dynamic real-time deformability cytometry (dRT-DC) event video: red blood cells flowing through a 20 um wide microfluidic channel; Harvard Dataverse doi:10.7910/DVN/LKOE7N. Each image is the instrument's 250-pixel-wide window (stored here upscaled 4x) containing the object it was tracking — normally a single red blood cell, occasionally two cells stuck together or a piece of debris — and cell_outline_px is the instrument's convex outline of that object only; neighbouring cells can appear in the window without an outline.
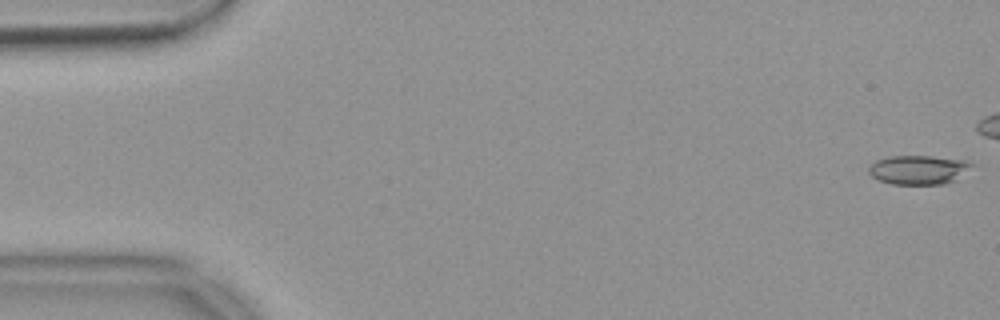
{"species": "common noctule bat (a hibernating species)", "species_latin": "Nyctalus noctula", "temperature_condition": "warm", "stored_images_in_passage": 45, "camera_frame_rate_fps": 3000, "um_per_image_px": 0.085, "animal": {"sex": "female", "body_mass_g": 18.4}, "frame": {"image": 1, "passage_image": 1, "time_ms": 0.0, "image_size_px": [1000, 320], "cell_outline_px": [[972, 164], [952, 180], [944, 184], [892, 184], [880, 180], [872, 176], [868, 172], [868, 168], [876, 160], [888, 156], [932, 156], [964, 160]], "centroid_in_image_um": [77.97, 14.42], "position_along_channel_um": 7.0, "area_um2": 16.94}}
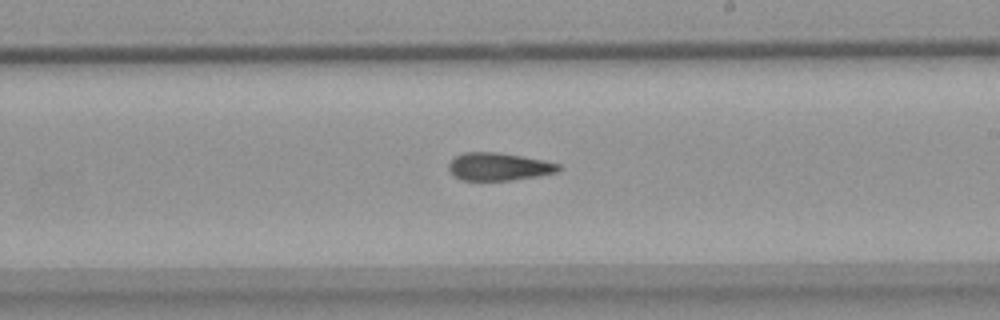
{"frame": {"image": 2, "passage_image": 32, "time_ms": 10.333, "image_size_px": [1000, 320], "cell_outline_px": [[564, 168], [560, 172], [512, 180], [460, 180], [448, 168], [448, 164], [456, 156], [464, 152], [496, 152], [544, 160], [560, 164]], "centroid_in_image_um": [42.45, 14.16], "position_along_channel_um": 246.6, "area_um2": 17.74}}
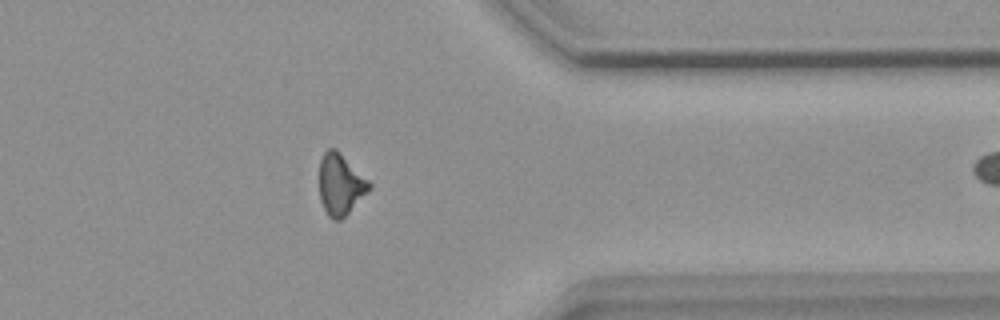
{"frame": {"image": 3, "passage_image": 44, "time_ms": 14.333, "image_size_px": [1000, 320], "cell_outline_px": [[372, 188], [340, 220], [332, 220], [328, 216], [320, 200], [320, 160], [324, 152], [328, 148], [336, 148], [372, 184]], "centroid_in_image_um": [28.93, 15.67], "position_along_channel_um": 382.5, "area_um2": 17.63}}